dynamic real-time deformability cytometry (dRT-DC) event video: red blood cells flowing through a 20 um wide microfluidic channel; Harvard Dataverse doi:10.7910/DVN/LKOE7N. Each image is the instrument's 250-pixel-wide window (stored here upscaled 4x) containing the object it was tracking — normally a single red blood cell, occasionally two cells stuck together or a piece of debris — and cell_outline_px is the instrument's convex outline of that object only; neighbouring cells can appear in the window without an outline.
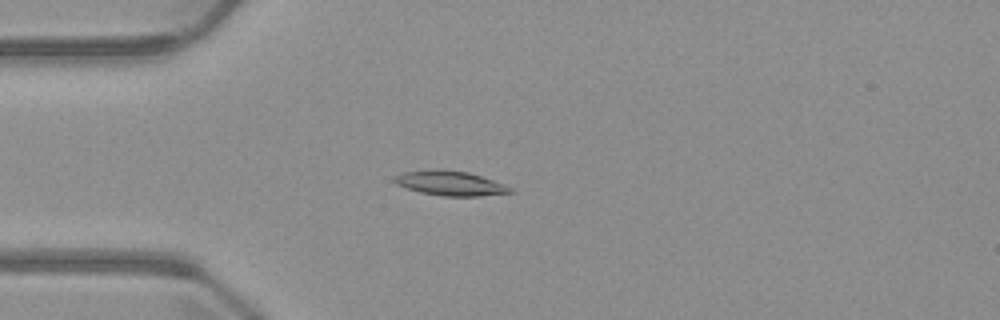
{"species": "common noctule bat (a hibernating species)", "species_latin": "Nyctalus noctula", "temperature_condition": "warm", "stored_images_in_passage": 3, "camera_frame_rate_fps": 3000, "um_per_image_px": 0.085, "animal": {"sex": "male", "body_mass_g": 23.1, "forearm_length_mm": 52.7}, "frame": {"image": 1, "passage_image": 3, "time_ms": 2.333, "image_size_px": [1000, 320], "cell_outline_px": [[516, 192], [480, 196], [440, 196], [420, 192], [396, 184], [392, 180], [392, 176], [400, 172], [436, 168], [440, 168], [468, 172], [504, 184], [512, 188]], "centroid_in_image_um": [38.22, 15.56], "position_along_channel_um": 46.8, "area_um2": 16.94}}